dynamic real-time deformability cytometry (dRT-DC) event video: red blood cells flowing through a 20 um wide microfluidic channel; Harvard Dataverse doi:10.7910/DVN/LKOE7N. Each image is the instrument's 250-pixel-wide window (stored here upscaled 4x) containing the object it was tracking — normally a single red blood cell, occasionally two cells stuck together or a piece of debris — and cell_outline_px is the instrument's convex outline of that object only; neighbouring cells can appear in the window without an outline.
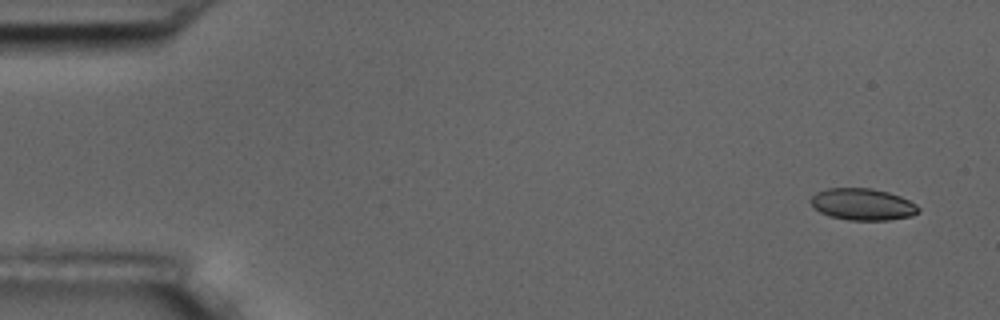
{"species": "common noctule bat (a hibernating species)", "species_latin": "Nyctalus noctula", "temperature_condition": "room temperature", "stored_images_in_passage": 6, "camera_frame_rate_fps": 3000, "um_per_image_px": 0.085, "animal": {"sex": "male", "body_mass_g": 17.5, "forearm_length_mm": 52.3}, "frame": {"image": 1, "passage_image": 1, "time_ms": 0.0, "image_size_px": [1000, 320], "cell_outline_px": [[920, 212], [912, 216], [888, 220], [848, 220], [828, 216], [820, 212], [808, 200], [816, 192], [828, 188], [872, 188], [888, 192], [900, 196], [916, 204], [920, 208]], "centroid_in_image_um": [73.33, 17.37], "position_along_channel_um": 11.7, "area_um2": 20.06}}
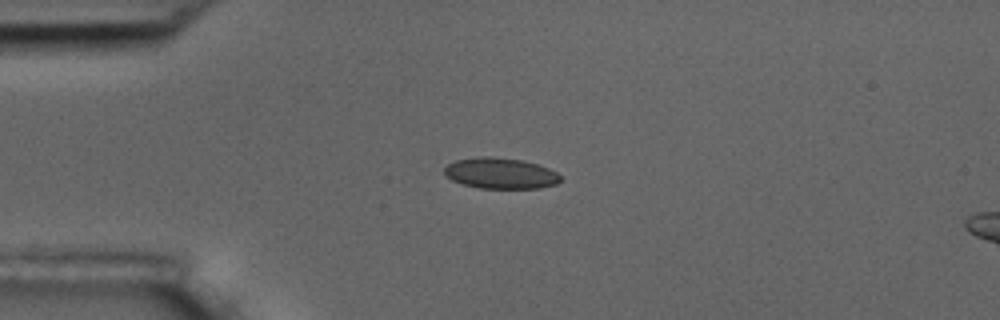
{"frame": {"image": 2, "passage_image": 4, "time_ms": 3.667, "image_size_px": [1000, 320], "cell_outline_px": [[560, 180], [556, 184], [540, 188], [480, 188], [464, 184], [452, 180], [444, 176], [444, 168], [448, 164], [456, 160], [480, 156], [492, 156], [524, 160], [548, 168], [556, 172], [560, 176]], "centroid_in_image_um": [42.52, 14.72], "position_along_channel_um": 42.5, "area_um2": 20.92}}